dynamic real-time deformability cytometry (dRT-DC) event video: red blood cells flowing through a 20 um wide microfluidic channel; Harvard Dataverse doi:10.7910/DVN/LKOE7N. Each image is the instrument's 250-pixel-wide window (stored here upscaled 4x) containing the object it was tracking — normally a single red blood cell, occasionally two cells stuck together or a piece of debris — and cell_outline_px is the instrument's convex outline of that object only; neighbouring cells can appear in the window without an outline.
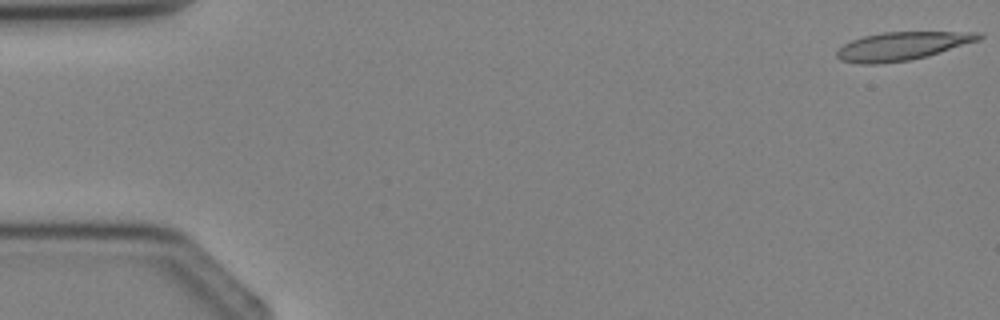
{"species": "Egyptian fruit bat (a non-hibernating species)", "species_latin": "Rousettus aegyptiacus", "temperature_condition": "cold", "stored_images_in_passage": 3, "camera_frame_rate_fps": 3000, "um_per_image_px": 0.085, "animal": {"sex": "female"}, "frame": {"image": 1, "passage_image": 1, "time_ms": 0.0, "image_size_px": [1000, 320], "cell_outline_px": [[984, 36], [980, 40], [928, 56], [908, 60], [880, 64], [860, 64], [840, 60], [836, 56], [836, 52], [844, 44], [852, 40], [864, 36], [884, 32], [980, 32]], "centroid_in_image_um": [76.69, 3.92], "position_along_channel_um": 8.3, "area_um2": 23.35}}
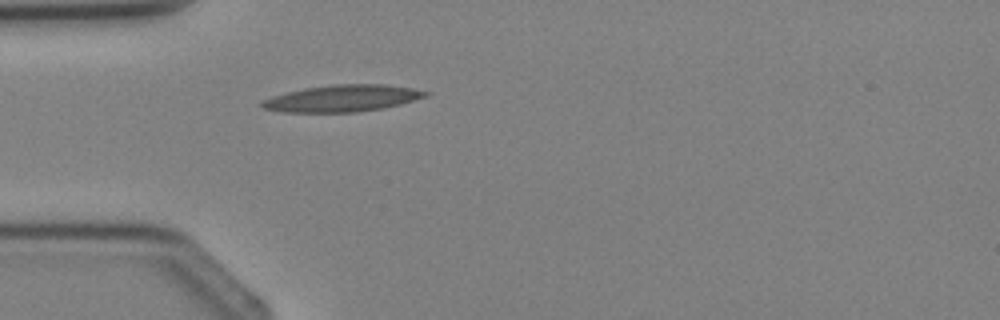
{"frame": {"image": 2, "passage_image": 3, "time_ms": 3.333, "image_size_px": [1000, 320], "cell_outline_px": [[432, 92], [428, 96], [400, 104], [384, 108], [360, 112], [280, 112], [264, 108], [260, 104], [260, 100], [272, 96], [304, 88], [336, 84], [384, 84], [412, 88]], "centroid_in_image_um": [29.12, 8.36], "position_along_channel_um": 55.9, "area_um2": 25.61}}